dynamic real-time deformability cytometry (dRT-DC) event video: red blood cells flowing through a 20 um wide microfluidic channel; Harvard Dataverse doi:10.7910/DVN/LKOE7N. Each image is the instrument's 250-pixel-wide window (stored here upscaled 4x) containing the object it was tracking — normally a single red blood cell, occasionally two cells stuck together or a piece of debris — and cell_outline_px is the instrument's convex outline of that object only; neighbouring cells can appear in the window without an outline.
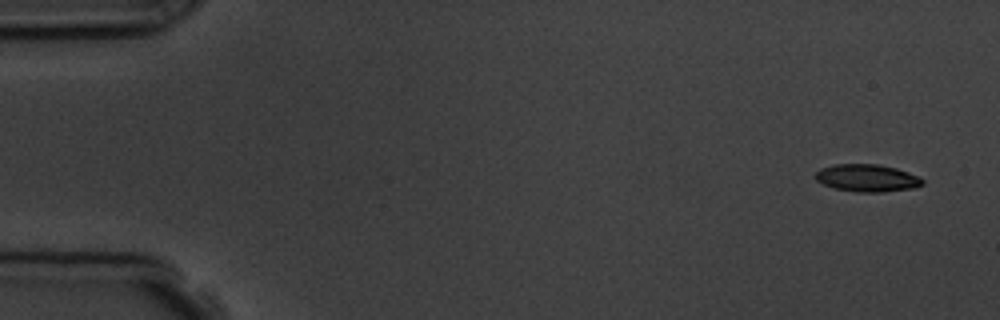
{"species": "common noctule bat (a hibernating species)", "species_latin": "Nyctalus noctula", "temperature_condition": "room temperature", "stored_images_in_passage": 6, "camera_frame_rate_fps": 3000, "um_per_image_px": 0.085, "animal": {"sex": "male", "body_mass_g": 19.5, "forearm_length_mm": 54.6}, "frame": {"image": 1, "passage_image": 1, "time_ms": 0.0, "image_size_px": [1000, 320], "cell_outline_px": [[924, 184], [916, 188], [884, 192], [856, 192], [832, 188], [816, 180], [816, 172], [820, 168], [832, 164], [876, 164], [896, 168], [908, 172], [924, 180]], "centroid_in_image_um": [73.7, 15.14], "position_along_channel_um": 11.3, "area_um2": 17.22}}
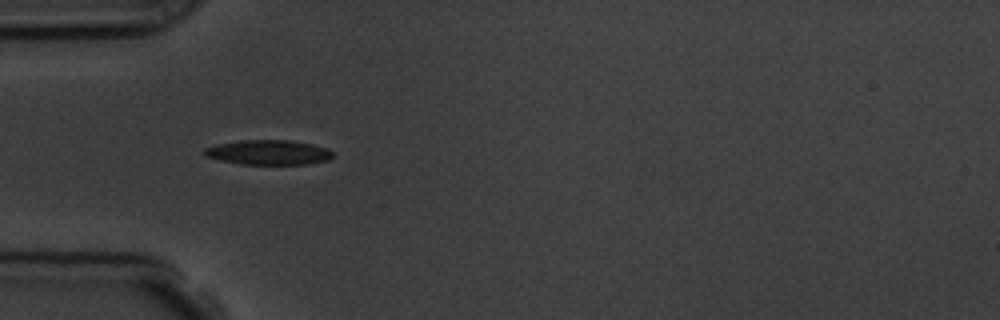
{"frame": {"image": 2, "passage_image": 5, "time_ms": 4.667, "image_size_px": [1000, 320], "cell_outline_px": [[332, 156], [328, 160], [308, 164], [240, 164], [220, 160], [204, 156], [204, 148], [216, 144], [240, 140], [288, 140], [312, 144], [328, 148], [332, 152]], "centroid_in_image_um": [22.8, 12.95], "position_along_channel_um": 62.2, "area_um2": 18.55}}